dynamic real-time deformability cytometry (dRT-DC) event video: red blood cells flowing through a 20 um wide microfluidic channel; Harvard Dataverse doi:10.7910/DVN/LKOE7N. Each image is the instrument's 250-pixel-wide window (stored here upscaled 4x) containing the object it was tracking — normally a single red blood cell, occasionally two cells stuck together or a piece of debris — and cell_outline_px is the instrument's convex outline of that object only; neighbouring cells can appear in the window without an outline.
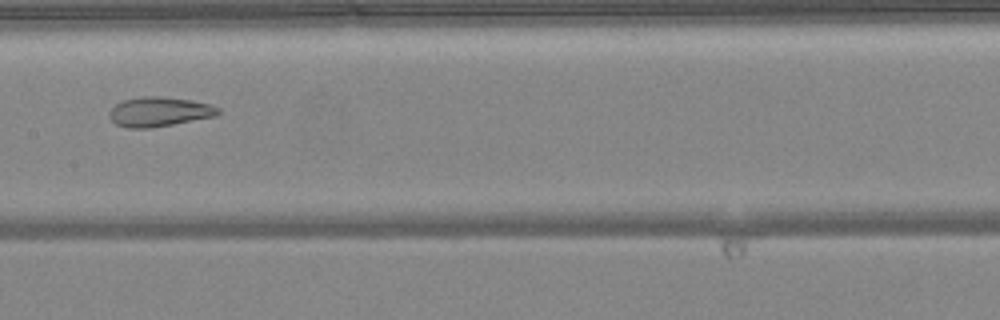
{"species": "common noctule bat (a hibernating species)", "species_latin": "Nyctalus noctula", "temperature_condition": "warm", "stored_images_in_passage": 49, "camera_frame_rate_fps": 3000, "um_per_image_px": 0.085, "animal": {"sex": "female", "body_mass_g": 24.6, "forearm_length_mm": 56.2}, "frame": {"image": 1, "passage_image": 25, "time_ms": 8.0, "image_size_px": [1000, 320], "cell_outline_px": [[220, 112], [216, 116], [172, 124], [148, 128], [128, 128], [116, 124], [108, 116], [108, 112], [116, 104], [124, 100], [144, 96], [160, 96], [192, 100], [208, 104], [220, 108]], "centroid_in_image_um": [13.52, 9.49], "position_along_channel_um": 193.9, "area_um2": 18.61}}
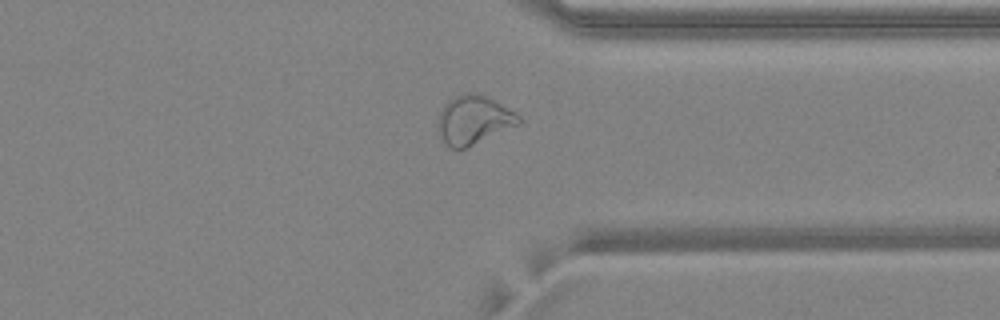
{"frame": {"image": 2, "passage_image": 38, "time_ms": 12.333, "image_size_px": [1000, 320], "cell_outline_px": [[524, 120], [520, 124], [468, 148], [448, 148], [436, 124], [440, 112], [444, 104], [448, 100], [456, 96], [468, 92], [476, 92], [516, 112]], "centroid_in_image_um": [40.28, 10.21], "position_along_channel_um": 371.1, "area_um2": 23.0}}
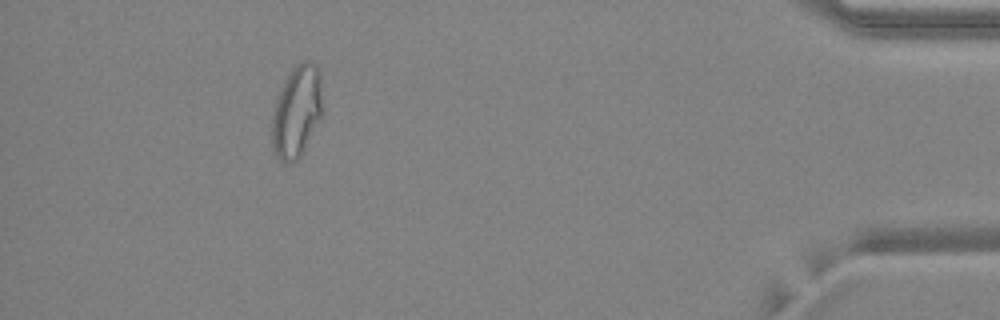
{"frame": {"image": 3, "passage_image": 45, "time_ms": 14.667, "image_size_px": [1000, 320], "cell_outline_px": [[320, 116], [300, 156], [296, 160], [284, 164], [276, 156], [272, 144], [272, 116], [276, 100], [280, 88], [284, 80], [292, 68], [296, 64], [304, 60], [308, 60], [316, 64], [320, 68]], "centroid_in_image_um": [25.18, 9.44], "position_along_channel_um": 410.0, "area_um2": 26.59}, "authors_computed_cell_mechanics": {"area_um2": 24.2182, "velocity_mm_per_s": 4.1487, "shape_relaxation_time_tau1_ms": null, "shape_relaxation_time_tau2_ms": 1.8527, "deformation_change_tau1": null, "deformation_change_tau2": 0.0918}}